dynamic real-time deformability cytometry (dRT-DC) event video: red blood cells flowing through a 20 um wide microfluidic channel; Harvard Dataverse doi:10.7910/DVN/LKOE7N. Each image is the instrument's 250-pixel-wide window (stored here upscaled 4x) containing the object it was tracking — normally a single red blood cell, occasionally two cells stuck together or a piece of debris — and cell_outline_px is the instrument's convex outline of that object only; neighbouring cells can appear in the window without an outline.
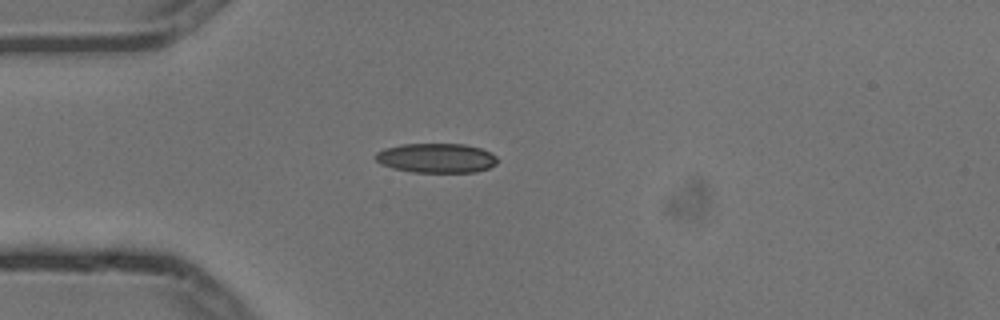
{"species": "common noctule bat (a hibernating species)", "species_latin": "Nyctalus noctula", "temperature_condition": "cold", "stored_images_in_passage": 1, "camera_frame_rate_fps": 3000, "um_per_image_px": 0.085, "animal": {"sex": "male", "body_mass_g": 13.3}, "frame": {"image": 1, "passage_image": 1, "time_ms": 0.0, "image_size_px": [1000, 320], "cell_outline_px": [[500, 160], [496, 164], [488, 168], [476, 172], [412, 172], [392, 168], [380, 164], [376, 160], [376, 152], [384, 148], [400, 144], [464, 144], [480, 148], [496, 156]], "centroid_in_image_um": [37.08, 13.43], "position_along_channel_um": 47.9, "area_um2": 21.04}}